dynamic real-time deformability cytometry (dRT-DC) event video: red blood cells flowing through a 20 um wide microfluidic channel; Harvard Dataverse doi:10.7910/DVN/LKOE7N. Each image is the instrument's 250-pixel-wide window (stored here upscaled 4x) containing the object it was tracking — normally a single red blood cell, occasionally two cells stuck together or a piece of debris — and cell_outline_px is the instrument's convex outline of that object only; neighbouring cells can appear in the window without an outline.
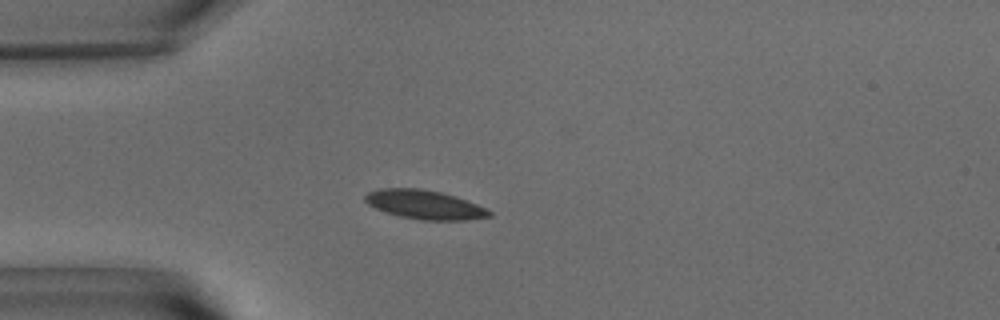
{"species": "common noctule bat (a hibernating species)", "species_latin": "Nyctalus noctula", "temperature_condition": "warm", "stored_images_in_passage": 41, "camera_frame_rate_fps": 3000, "um_per_image_px": 0.085, "animal": {"sex": "male", "body_mass_g": 15.6}, "frame": {"image": 1, "passage_image": 2, "time_ms": 0.333, "image_size_px": [1000, 320], "cell_outline_px": [[492, 216], [468, 220], [420, 220], [400, 216], [376, 208], [368, 204], [364, 200], [364, 196], [368, 192], [380, 188], [420, 188], [440, 192], [456, 196], [476, 204], [492, 212]], "centroid_in_image_um": [36.09, 17.39], "position_along_channel_um": 48.9, "area_um2": 20.87}}
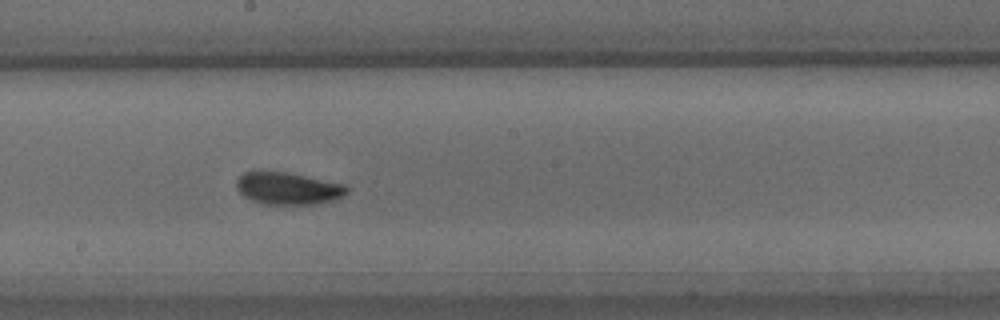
{"frame": {"image": 2, "passage_image": 17, "time_ms": 5.333, "image_size_px": [1000, 320], "cell_outline_px": [[348, 192], [332, 200], [312, 204], [264, 204], [252, 200], [244, 196], [236, 188], [236, 180], [244, 172], [284, 172], [344, 184], [348, 188]], "centroid_in_image_um": [24.44, 16.02], "position_along_channel_um": 223.8, "area_um2": 20.23}}
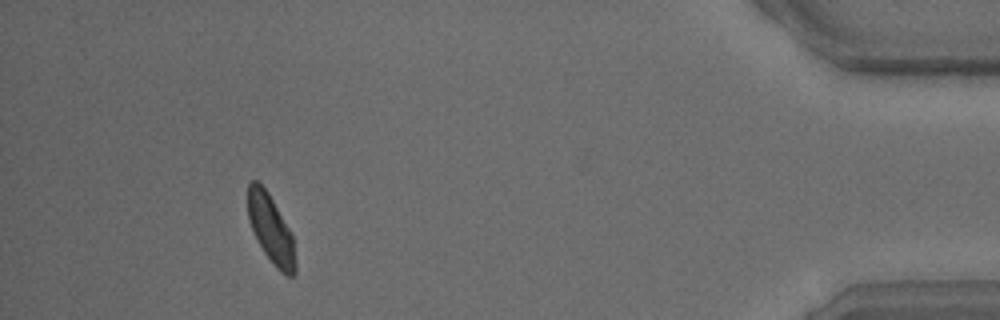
{"frame": {"image": 3, "passage_image": 37, "time_ms": 12.0, "image_size_px": [1000, 320], "cell_outline_px": [[296, 272], [292, 276], [288, 276], [280, 272], [276, 268], [264, 252], [256, 240], [248, 220], [248, 184], [252, 180], [256, 180], [268, 192], [292, 232], [296, 260]], "centroid_in_image_um": [23.03, 19.5], "position_along_channel_um": 412.2, "area_um2": 19.13}, "authors_computed_cell_mechanics": {"area_um2": 20.1722, "velocity_mm_per_s": 3.7423, "shape_relaxation_time_tau1_ms": 2.5817, "shape_relaxation_time_tau2_ms": 1.5427, "deformation_change_tau1": 0.0979, "deformation_change_tau2": 0.0671}}